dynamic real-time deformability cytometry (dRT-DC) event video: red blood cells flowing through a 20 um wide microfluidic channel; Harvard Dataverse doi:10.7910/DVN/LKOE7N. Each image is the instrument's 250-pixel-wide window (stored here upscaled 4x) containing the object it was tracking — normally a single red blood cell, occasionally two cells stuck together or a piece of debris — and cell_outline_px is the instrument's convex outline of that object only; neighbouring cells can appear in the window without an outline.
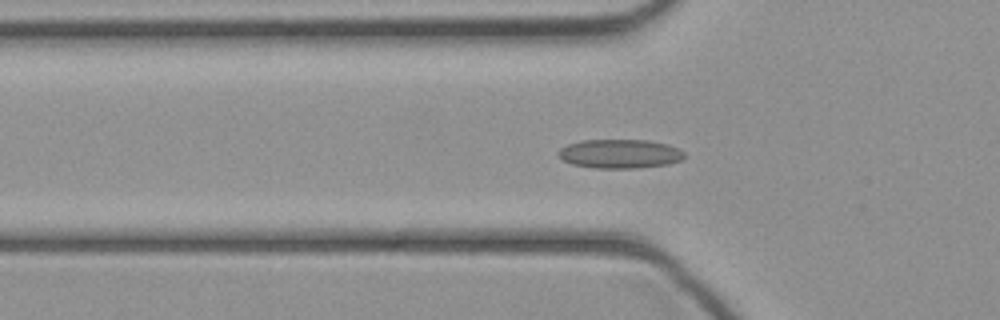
{"species": "common noctule bat (a hibernating species)", "species_latin": "Nyctalus noctula", "temperature_condition": "cold", "stored_images_in_passage": 45, "camera_frame_rate_fps": 3000, "um_per_image_px": 0.085, "animal": {"sex": "female", "body_mass_g": 21.9}, "frame": {"image": 1, "passage_image": 14, "time_ms": 4.333, "image_size_px": [1000, 320], "cell_outline_px": [[684, 160], [668, 164], [636, 168], [596, 168], [572, 164], [564, 160], [556, 152], [560, 148], [568, 144], [580, 140], [648, 140], [668, 144], [684, 152]], "centroid_in_image_um": [52.69, 13.07], "position_along_channel_um": 73.1, "area_um2": 21.33}}
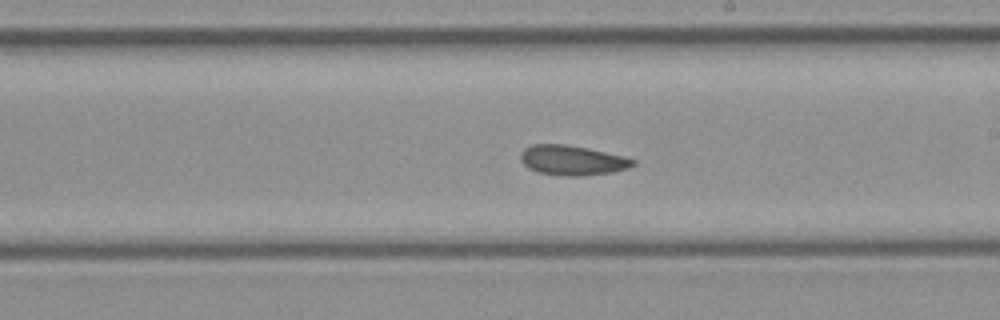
{"frame": {"image": 2, "passage_image": 25, "time_ms": 8.0, "image_size_px": [1000, 320], "cell_outline_px": [[636, 164], [628, 168], [612, 172], [584, 176], [564, 176], [536, 172], [528, 168], [520, 160], [520, 152], [524, 148], [532, 144], [564, 144], [588, 148], [624, 156], [636, 160]], "centroid_in_image_um": [48.63, 13.62], "position_along_channel_um": 240.4, "area_um2": 19.77}}
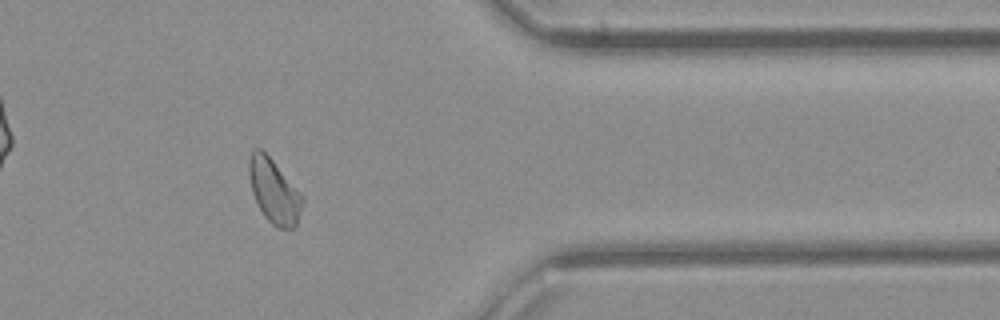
{"frame": {"image": 3, "passage_image": 36, "time_ms": 11.667, "image_size_px": [1000, 320], "cell_outline_px": [[304, 200], [296, 224], [292, 228], [276, 228], [264, 216], [252, 192], [248, 172], [248, 160], [252, 148], [260, 148], [272, 160], [304, 196]], "centroid_in_image_um": [23.28, 16.23], "position_along_channel_um": 388.1, "area_um2": 19.83}}